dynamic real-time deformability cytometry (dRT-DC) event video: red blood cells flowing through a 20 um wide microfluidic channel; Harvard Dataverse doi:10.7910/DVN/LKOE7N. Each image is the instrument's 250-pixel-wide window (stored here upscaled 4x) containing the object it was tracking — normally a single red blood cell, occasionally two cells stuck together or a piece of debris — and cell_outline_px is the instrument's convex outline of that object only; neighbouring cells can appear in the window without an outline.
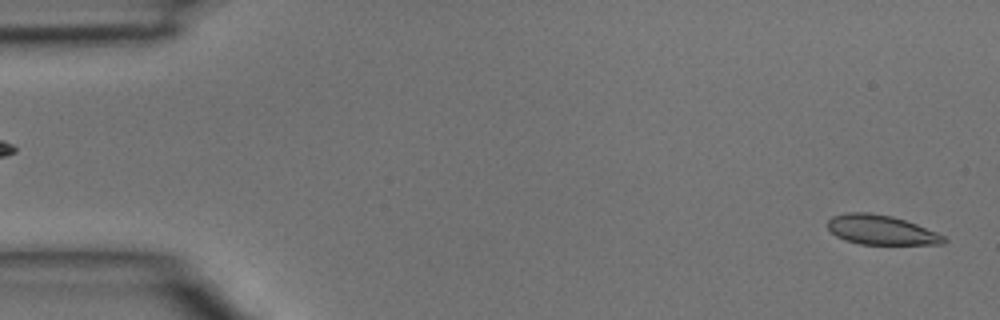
{"species": "common noctule bat (a hibernating species)", "species_latin": "Nyctalus noctula", "temperature_condition": "room temperature", "stored_images_in_passage": 5, "segment_of_instrument_passage": [2, 2], "camera_frame_rate_fps": 3000, "um_per_image_px": 0.085, "animal": {"sex": "male", "body_mass_g": 15.6}, "frame": {"image": 1, "passage_image": 5, "time_ms": 1.333, "image_size_px": [1000, 320], "cell_outline_px": [[948, 240], [944, 244], [860, 244], [844, 240], [836, 236], [828, 228], [828, 220], [832, 216], [844, 212], [868, 212], [892, 216], [916, 224], [936, 232], [944, 236]], "centroid_in_image_um": [74.87, 19.54], "position_along_channel_um": 10.1, "area_um2": 20.0}}